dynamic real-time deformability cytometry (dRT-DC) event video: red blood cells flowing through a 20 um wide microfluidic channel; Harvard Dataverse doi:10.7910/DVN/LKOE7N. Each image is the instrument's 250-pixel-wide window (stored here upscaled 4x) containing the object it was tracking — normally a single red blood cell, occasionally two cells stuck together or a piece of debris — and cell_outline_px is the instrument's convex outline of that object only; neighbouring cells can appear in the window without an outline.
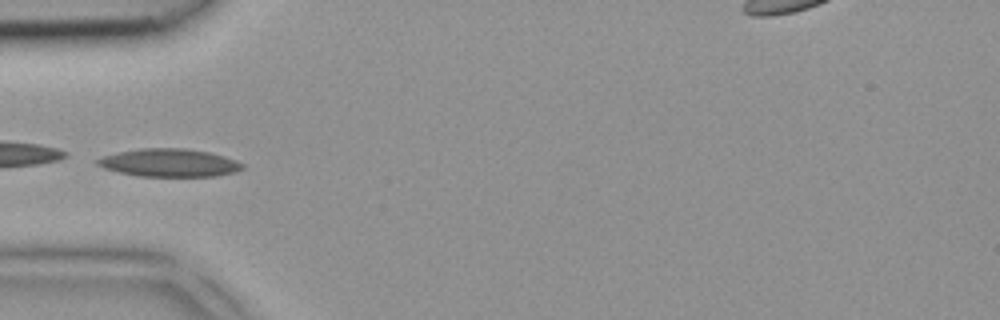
{"species": "common noctule bat (a hibernating species)", "species_latin": "Nyctalus noctula", "temperature_condition": "room temperature", "stored_images_in_passage": 6, "camera_frame_rate_fps": 3000, "um_per_image_px": 0.085, "animal": {"sex": "female", "body_mass_g": 18.4}, "frame": {"image": 1, "passage_image": 5, "time_ms": 1.333, "image_size_px": [1000, 320], "cell_outline_px": [[244, 168], [236, 172], [216, 176], [136, 176], [104, 168], [96, 164], [92, 160], [100, 156], [140, 148], [188, 148], [212, 152], [236, 160], [244, 164]], "centroid_in_image_um": [14.38, 13.83], "position_along_channel_um": 70.6, "area_um2": 23.93}}